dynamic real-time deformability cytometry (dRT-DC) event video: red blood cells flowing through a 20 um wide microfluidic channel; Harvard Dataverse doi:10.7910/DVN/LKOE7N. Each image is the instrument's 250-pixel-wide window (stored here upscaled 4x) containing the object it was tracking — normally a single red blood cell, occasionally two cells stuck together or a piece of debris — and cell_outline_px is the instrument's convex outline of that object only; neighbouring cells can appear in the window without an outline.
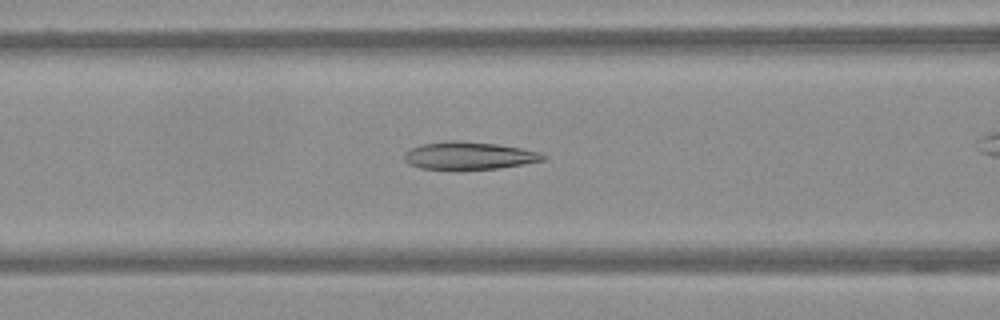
{"species": "Egyptian fruit bat (a non-hibernating species)", "species_latin": "Rousettus aegyptiacus", "temperature_condition": "warm", "stored_images_in_passage": 48, "camera_frame_rate_fps": 3000, "um_per_image_px": 0.085, "frame": {"image": 1, "passage_image": 24, "time_ms": 7.667, "image_size_px": [1000, 320], "cell_outline_px": [[548, 156], [544, 160], [524, 164], [500, 168], [420, 168], [408, 164], [404, 160], [404, 152], [420, 144], [444, 140], [456, 140], [496, 144], [520, 148], [540, 152]], "centroid_in_image_um": [39.85, 13.21], "position_along_channel_um": 126.7, "area_um2": 22.14}}
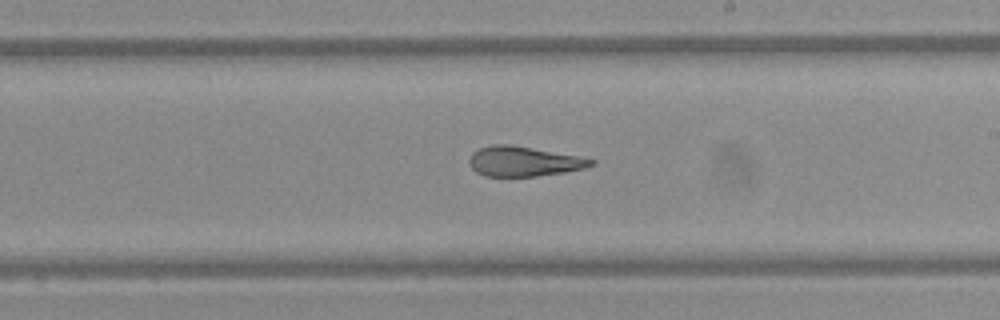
{"frame": {"image": 2, "passage_image": 34, "time_ms": 11.0, "image_size_px": [1000, 320], "cell_outline_px": [[596, 164], [584, 168], [564, 172], [536, 176], [484, 176], [476, 172], [472, 168], [468, 160], [472, 152], [480, 148], [492, 144], [512, 144], [580, 156], [596, 160]], "centroid_in_image_um": [44.52, 13.7], "position_along_channel_um": 244.5, "area_um2": 21.39}}
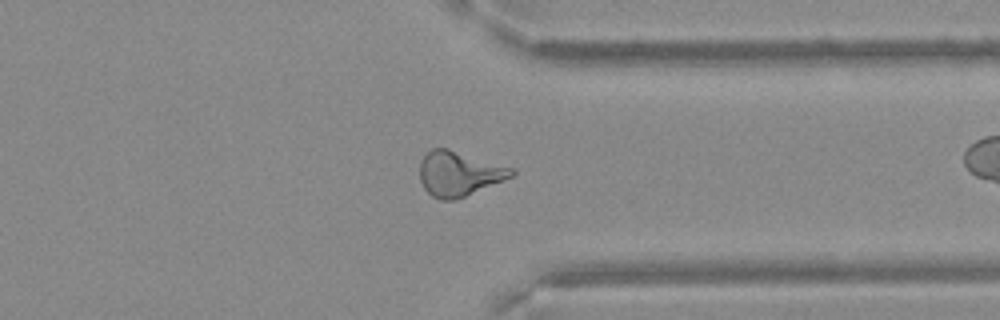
{"frame": {"image": 3, "passage_image": 45, "time_ms": 14.667, "image_size_px": [1000, 320], "cell_outline_px": [[516, 172], [512, 176], [504, 180], [456, 200], [440, 200], [432, 196], [424, 188], [420, 180], [420, 160], [432, 148], [448, 148], [516, 168]], "centroid_in_image_um": [39.03, 14.75], "position_along_channel_um": 372.4, "area_um2": 24.1}}